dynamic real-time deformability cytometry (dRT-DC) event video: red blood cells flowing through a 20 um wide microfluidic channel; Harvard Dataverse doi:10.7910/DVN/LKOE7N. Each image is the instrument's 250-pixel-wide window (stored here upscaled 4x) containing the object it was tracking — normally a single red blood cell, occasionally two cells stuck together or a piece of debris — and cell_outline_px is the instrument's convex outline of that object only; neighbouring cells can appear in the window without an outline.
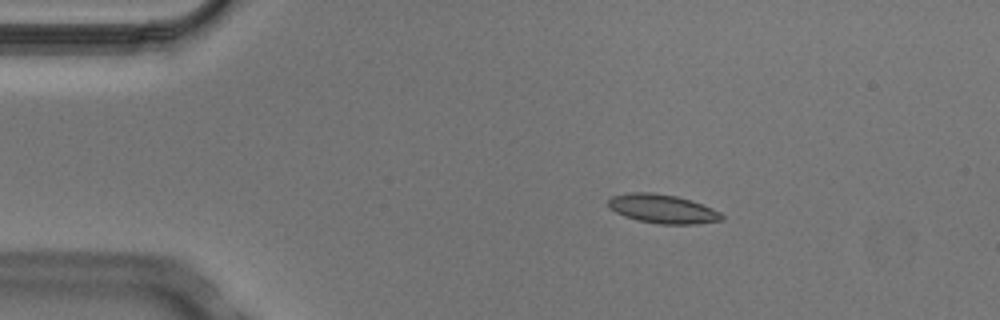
{"species": "Egyptian fruit bat (a non-hibernating species)", "species_latin": "Rousettus aegyptiacus", "temperature_condition": "cold", "stored_images_in_passage": 5, "camera_frame_rate_fps": 3000, "um_per_image_px": 0.085, "animal": {"sex": "male"}, "frame": {"image": 1, "passage_image": 2, "time_ms": 0.333, "image_size_px": [1000, 320], "cell_outline_px": [[724, 220], [696, 224], [660, 224], [636, 220], [624, 216], [616, 212], [608, 204], [608, 200], [612, 196], [628, 192], [652, 192], [676, 196], [692, 200], [712, 208], [720, 212], [724, 216]], "centroid_in_image_um": [56.34, 17.75], "position_along_channel_um": 28.7, "area_um2": 19.19}}